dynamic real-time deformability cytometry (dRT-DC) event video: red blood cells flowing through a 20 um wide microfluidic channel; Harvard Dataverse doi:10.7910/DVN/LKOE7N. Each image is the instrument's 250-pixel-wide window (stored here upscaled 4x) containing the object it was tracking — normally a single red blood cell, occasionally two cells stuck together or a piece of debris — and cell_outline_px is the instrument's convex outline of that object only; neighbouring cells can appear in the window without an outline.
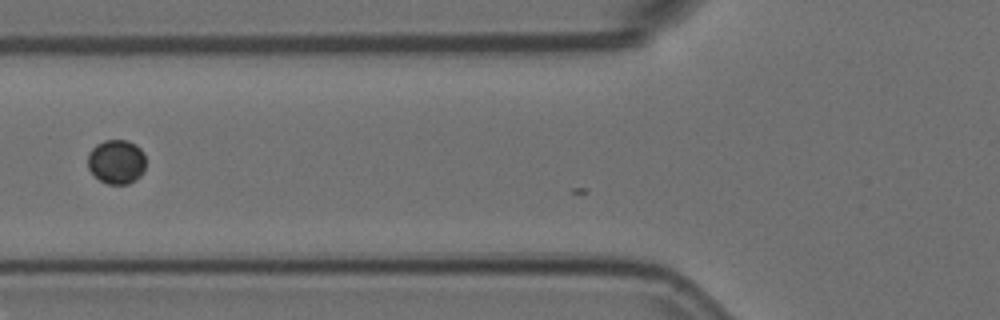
{"species": "Egyptian fruit bat (a non-hibernating species)", "species_latin": "Rousettus aegyptiacus", "temperature_condition": "room temperature", "stored_images_in_passage": 4, "camera_frame_rate_fps": 3000, "um_per_image_px": 0.085, "animal": {"sex": "female"}, "frame": {"image": 1, "passage_image": 2, "time_ms": 0.333, "image_size_px": [1000, 320], "cell_outline_px": [[144, 172], [136, 180], [128, 184], [108, 184], [100, 180], [88, 168], [88, 152], [96, 144], [104, 140], [128, 140], [136, 144], [144, 152]], "centroid_in_image_um": [9.91, 13.74], "position_along_channel_um": 115.9, "area_um2": 15.09}}